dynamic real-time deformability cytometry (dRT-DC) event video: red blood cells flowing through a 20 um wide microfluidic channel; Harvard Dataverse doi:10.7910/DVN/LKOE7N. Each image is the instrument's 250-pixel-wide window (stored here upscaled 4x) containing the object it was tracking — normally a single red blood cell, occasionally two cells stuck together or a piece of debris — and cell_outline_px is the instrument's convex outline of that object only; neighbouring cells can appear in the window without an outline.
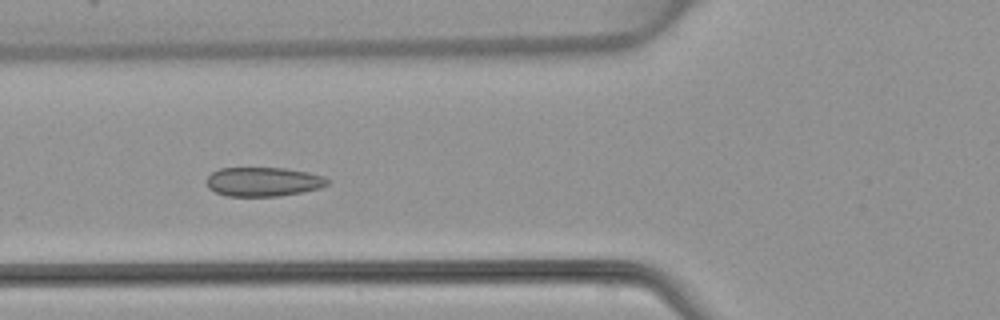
{"species": "common noctule bat (a hibernating species)", "species_latin": "Nyctalus noctula", "temperature_condition": "warm", "stored_images_in_passage": 7, "camera_frame_rate_fps": 3000, "um_per_image_px": 0.085, "animal": {"sex": "female", "body_mass_g": 22.7, "forearm_length_mm": 54.2}, "frame": {"image": 1, "passage_image": 5, "time_ms": 5.667, "image_size_px": [1000, 320], "cell_outline_px": [[332, 180], [328, 184], [320, 188], [300, 192], [276, 196], [228, 196], [216, 192], [208, 188], [208, 176], [212, 172], [220, 168], [284, 168], [308, 172], [324, 176]], "centroid_in_image_um": [22.41, 15.44], "position_along_channel_um": 103.4, "area_um2": 20.46}}
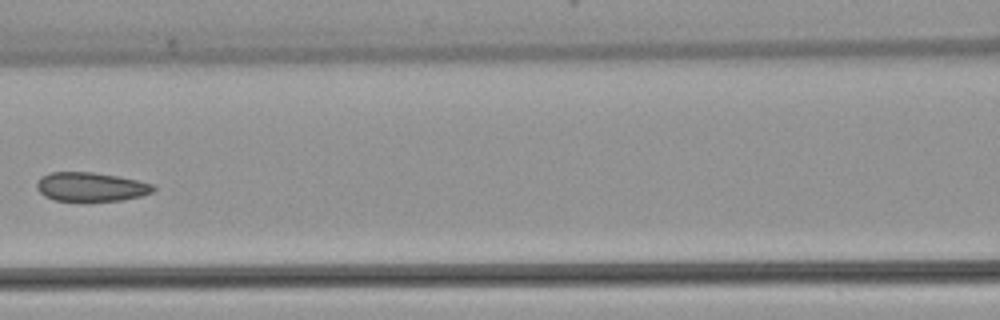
{"frame": {"image": 2, "passage_image": 6, "time_ms": 7.0, "image_size_px": [1000, 320], "cell_outline_px": [[156, 188], [152, 192], [140, 196], [120, 200], [52, 200], [44, 196], [36, 188], [36, 184], [40, 176], [52, 172], [92, 172], [116, 176], [136, 180], [152, 184]], "centroid_in_image_um": [7.68, 15.87], "position_along_channel_um": 158.9, "area_um2": 19.42}}
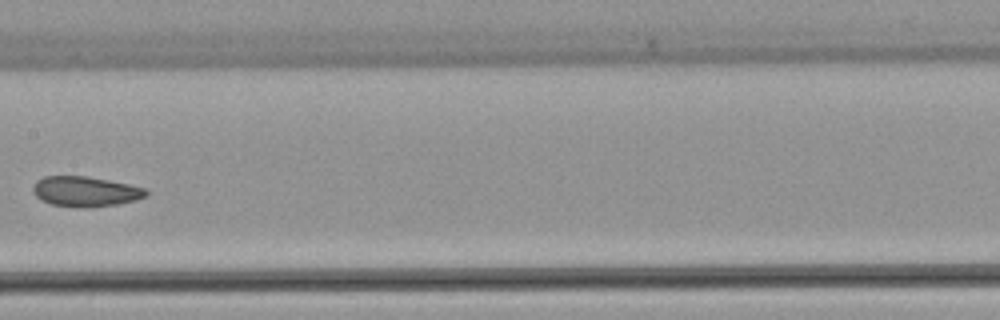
{"frame": {"image": 3, "passage_image": 7, "time_ms": 8.0, "image_size_px": [1000, 320], "cell_outline_px": [[148, 196], [136, 200], [116, 204], [80, 208], [76, 208], [52, 204], [40, 200], [32, 192], [32, 188], [36, 180], [44, 176], [88, 176], [128, 184], [144, 188], [148, 192]], "centroid_in_image_um": [7.23, 16.27], "position_along_channel_um": 200.2, "area_um2": 19.94}}